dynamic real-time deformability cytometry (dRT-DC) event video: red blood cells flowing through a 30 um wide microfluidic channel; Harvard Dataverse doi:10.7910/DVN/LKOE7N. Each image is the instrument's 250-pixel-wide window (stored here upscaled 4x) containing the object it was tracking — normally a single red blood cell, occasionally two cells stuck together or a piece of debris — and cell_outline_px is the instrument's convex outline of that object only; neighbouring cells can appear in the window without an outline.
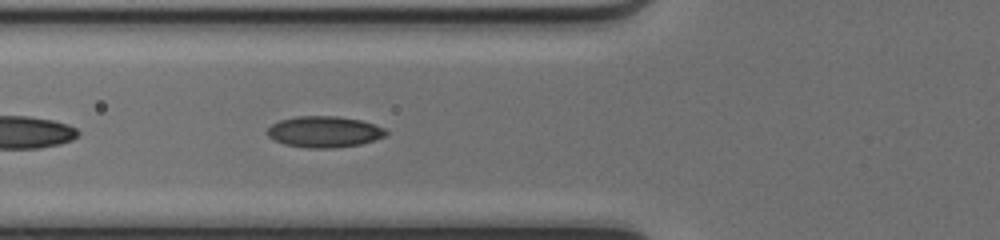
{"species": "common noctule bat (a hibernating species)", "species_latin": "Nyctalus noctula", "temperature_condition": "cold", "stored_images_in_passage": 34, "camera_frame_rate_fps": 3000, "um_per_image_px": 0.085, "animal": {"sex": "female", "body_mass_g": 17.0, "forearm_length_mm": 48.0}, "frame": {"image": 1, "passage_image": 4, "time_ms": 1.0, "image_size_px": [1000, 240], "cell_outline_px": [[388, 132], [384, 136], [360, 144], [332, 148], [308, 148], [284, 144], [268, 136], [268, 128], [272, 124], [280, 120], [296, 116], [336, 116], [360, 120], [384, 128]], "centroid_in_image_um": [27.54, 11.2], "position_along_channel_um": 98.3, "area_um2": 21.27}}
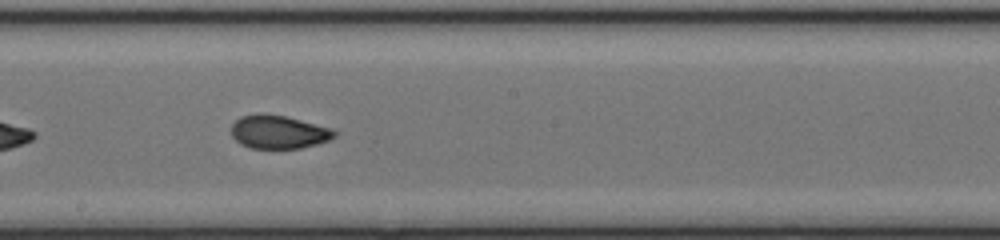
{"frame": {"image": 2, "passage_image": 13, "time_ms": 4.0, "image_size_px": [1000, 240], "cell_outline_px": [[336, 136], [328, 140], [316, 144], [300, 148], [248, 148], [240, 144], [232, 136], [232, 124], [240, 116], [260, 112], [264, 112], [284, 116], [332, 128], [336, 132]], "centroid_in_image_um": [23.64, 11.2], "position_along_channel_um": 224.6, "area_um2": 20.11}}
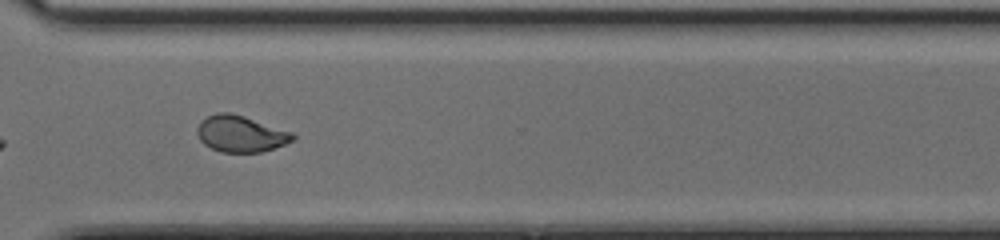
{"frame": {"image": 3, "passage_image": 22, "time_ms": 7.0, "image_size_px": [1000, 240], "cell_outline_px": [[296, 136], [292, 140], [284, 144], [260, 152], [220, 152], [204, 144], [200, 140], [196, 132], [196, 128], [200, 120], [216, 112], [228, 112], [244, 116], [292, 132]], "centroid_in_image_um": [20.41, 11.36], "position_along_channel_um": 350.2, "area_um2": 20.17}}